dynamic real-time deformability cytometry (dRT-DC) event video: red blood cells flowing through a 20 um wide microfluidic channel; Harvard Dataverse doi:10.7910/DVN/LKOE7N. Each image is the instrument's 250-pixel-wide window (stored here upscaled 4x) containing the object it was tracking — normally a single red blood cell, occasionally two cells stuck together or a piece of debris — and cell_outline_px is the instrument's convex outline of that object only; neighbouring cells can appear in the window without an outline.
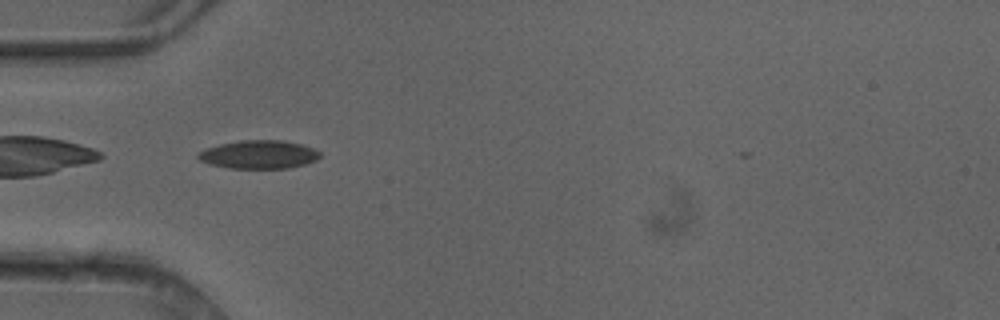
{"species": "common noctule bat (a hibernating species)", "species_latin": "Nyctalus noctula", "temperature_condition": "cold", "stored_images_in_passage": 5, "camera_frame_rate_fps": 3000, "um_per_image_px": 0.085, "animal": {"sex": "female"}, "frame": {"image": 1, "passage_image": 5, "time_ms": 1.333, "image_size_px": [1000, 320], "cell_outline_px": [[320, 156], [316, 160], [304, 164], [288, 168], [228, 168], [208, 164], [200, 160], [196, 156], [196, 152], [220, 144], [240, 140], [284, 140], [300, 144], [312, 148], [320, 152]], "centroid_in_image_um": [21.97, 13.13], "position_along_channel_um": 63.0, "area_um2": 20.11}}